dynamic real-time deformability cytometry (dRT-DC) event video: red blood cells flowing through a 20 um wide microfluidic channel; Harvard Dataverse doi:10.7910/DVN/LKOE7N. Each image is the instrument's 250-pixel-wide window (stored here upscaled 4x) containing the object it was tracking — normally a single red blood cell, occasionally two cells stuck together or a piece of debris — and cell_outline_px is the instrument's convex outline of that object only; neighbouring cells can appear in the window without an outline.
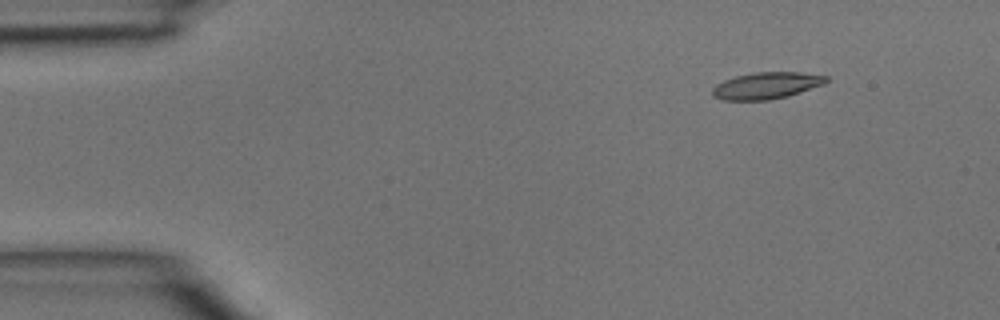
{"species": "common noctule bat (a hibernating species)", "species_latin": "Nyctalus noctula", "temperature_condition": "room temperature", "stored_images_in_passage": 4, "camera_frame_rate_fps": 3000, "um_per_image_px": 0.085, "animal": {"sex": "male", "body_mass_g": 15.6}, "frame": {"image": 1, "passage_image": 2, "time_ms": 0.333, "image_size_px": [1000, 320], "cell_outline_px": [[828, 80], [824, 84], [788, 96], [768, 100], [724, 100], [712, 96], [712, 88], [716, 84], [724, 80], [736, 76], [756, 72], [800, 72], [828, 76]], "centroid_in_image_um": [65.14, 7.27], "position_along_channel_um": 19.9, "area_um2": 17.69}}
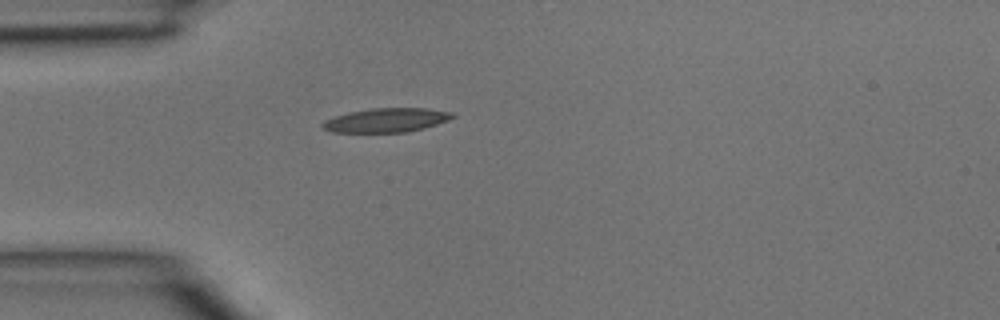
{"frame": {"image": 2, "passage_image": 4, "time_ms": 1.0, "image_size_px": [1000, 320], "cell_outline_px": [[456, 116], [448, 120], [424, 128], [408, 132], [332, 132], [324, 128], [320, 124], [324, 120], [348, 112], [372, 108], [428, 108], [452, 112]], "centroid_in_image_um": [32.85, 10.21], "position_along_channel_um": 52.2, "area_um2": 18.21}}